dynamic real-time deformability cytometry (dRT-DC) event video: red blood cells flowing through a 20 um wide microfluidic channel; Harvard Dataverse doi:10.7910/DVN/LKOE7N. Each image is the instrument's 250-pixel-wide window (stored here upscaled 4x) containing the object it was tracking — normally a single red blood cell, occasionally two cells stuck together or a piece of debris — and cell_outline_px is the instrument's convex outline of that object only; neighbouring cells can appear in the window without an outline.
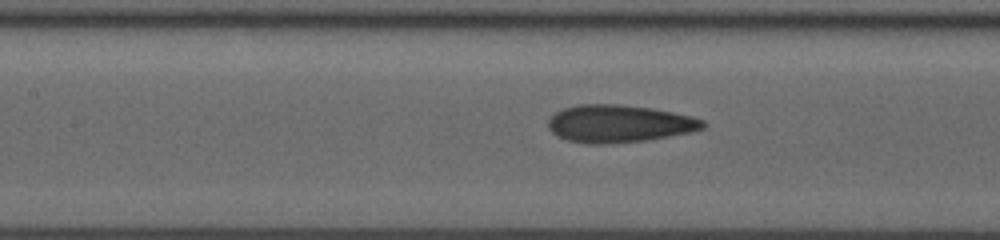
{"species": "human", "species_latin": "Homo sapiens", "temperature_condition": "room temperature", "stored_images_in_passage": 43, "camera_frame_rate_fps": 3000, "um_per_image_px": 0.085, "donor": {"sex": "male"}, "frame": {"image": 1, "passage_image": 23, "time_ms": 7.333, "image_size_px": [1000, 240], "cell_outline_px": [[708, 124], [704, 128], [692, 132], [648, 140], [604, 144], [588, 144], [568, 140], [552, 132], [548, 128], [548, 120], [556, 112], [564, 108], [580, 104], [620, 104], [652, 108], [692, 116], [704, 120]], "centroid_in_image_um": [52.66, 10.51], "position_along_channel_um": 154.7, "area_um2": 33.93}}
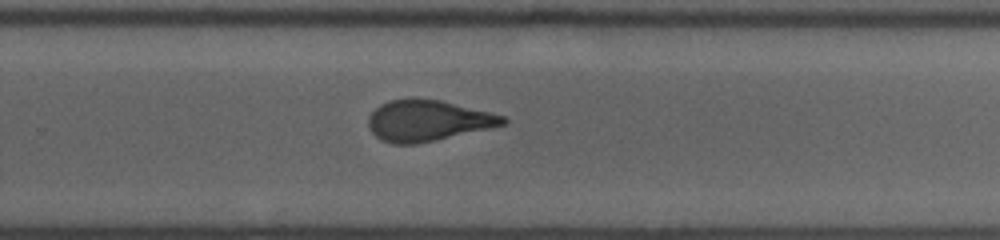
{"frame": {"image": 2, "passage_image": 33, "time_ms": 10.667, "image_size_px": [1000, 240], "cell_outline_px": [[508, 120], [504, 124], [436, 140], [416, 144], [392, 144], [380, 140], [368, 128], [368, 116], [380, 104], [392, 100], [412, 96], [440, 100], [504, 116]], "centroid_in_image_um": [36.28, 10.24], "position_along_channel_um": 293.5, "area_um2": 32.08}}
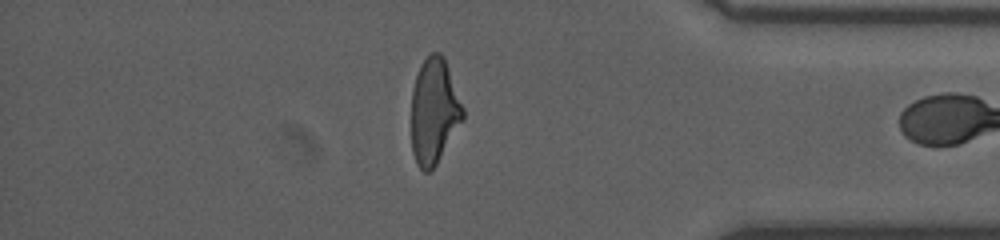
{"frame": {"image": 3, "passage_image": 42, "time_ms": 13.667, "image_size_px": [1000, 240], "cell_outline_px": [[464, 120], [436, 164], [428, 172], [424, 172], [416, 164], [412, 152], [412, 88], [420, 64], [428, 52], [440, 52], [444, 56], [464, 108]], "centroid_in_image_um": [36.9, 9.42], "position_along_channel_um": 398.3, "area_um2": 32.02}}